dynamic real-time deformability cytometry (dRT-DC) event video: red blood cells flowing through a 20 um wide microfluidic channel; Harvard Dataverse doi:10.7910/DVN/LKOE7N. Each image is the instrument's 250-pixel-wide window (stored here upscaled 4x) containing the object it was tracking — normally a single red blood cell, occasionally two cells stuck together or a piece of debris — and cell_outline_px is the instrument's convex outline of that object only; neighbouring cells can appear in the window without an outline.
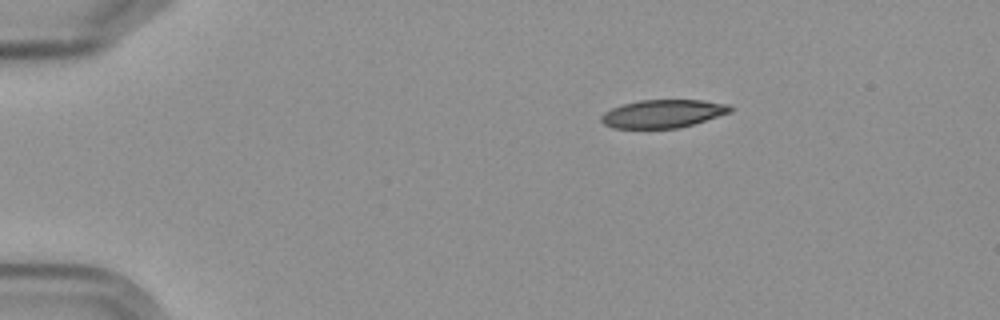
{"species": "Egyptian fruit bat (a non-hibernating species)", "species_latin": "Rousettus aegyptiacus", "temperature_condition": "cold", "stored_images_in_passage": 4, "camera_frame_rate_fps": 3000, "um_per_image_px": 0.085, "frame": {"image": 1, "passage_image": 1, "time_ms": 0.0, "image_size_px": [1000, 320], "cell_outline_px": [[736, 108], [732, 112], [692, 124], [676, 128], [612, 128], [604, 124], [600, 120], [600, 116], [604, 112], [612, 108], [624, 104], [640, 100], [700, 100], [728, 104]], "centroid_in_image_um": [56.36, 9.66], "position_along_channel_um": 28.6, "area_um2": 21.1}}
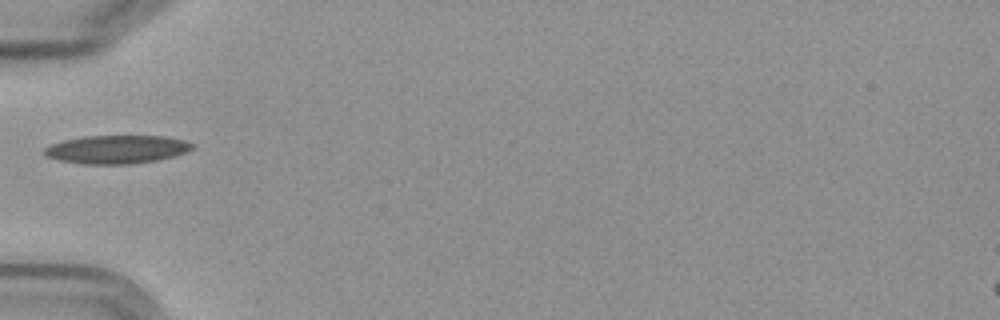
{"frame": {"image": 2, "passage_image": 4, "time_ms": 3.333, "image_size_px": [1000, 320], "cell_outline_px": [[192, 148], [184, 152], [172, 156], [156, 160], [132, 164], [84, 164], [60, 160], [44, 156], [40, 152], [44, 148], [52, 144], [64, 140], [84, 136], [164, 136], [184, 140], [192, 144]], "centroid_in_image_um": [9.85, 12.7], "position_along_channel_um": 75.2, "area_um2": 24.28}}